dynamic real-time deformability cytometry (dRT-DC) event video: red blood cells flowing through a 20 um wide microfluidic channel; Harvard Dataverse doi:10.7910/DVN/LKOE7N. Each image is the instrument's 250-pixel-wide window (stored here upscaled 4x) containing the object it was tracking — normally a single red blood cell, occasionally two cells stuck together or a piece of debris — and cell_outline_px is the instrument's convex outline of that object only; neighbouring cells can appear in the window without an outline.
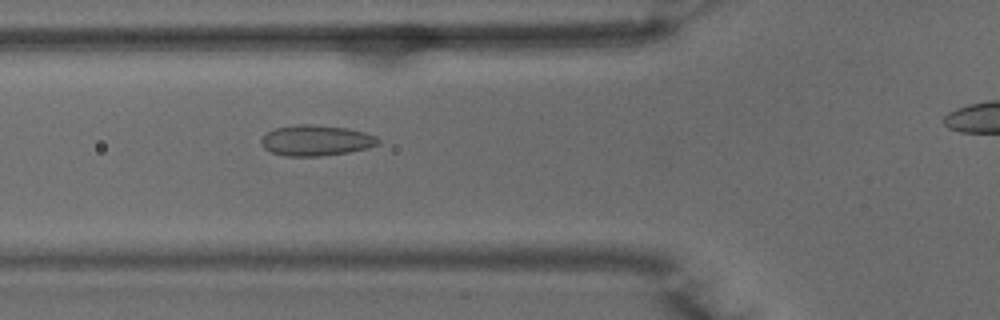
{"species": "common noctule bat (a hibernating species)", "species_latin": "Nyctalus noctula", "temperature_condition": "warm", "stored_images_in_passage": 43, "camera_frame_rate_fps": 3000, "um_per_image_px": 0.085, "animal": {"sex": "male", "body_mass_g": 15.6}, "frame": {"image": 1, "passage_image": 17, "time_ms": 5.333, "image_size_px": [1000, 320], "cell_outline_px": [[380, 144], [368, 148], [348, 152], [320, 156], [284, 156], [272, 152], [264, 148], [260, 144], [260, 140], [268, 132], [276, 128], [296, 124], [312, 124], [348, 128], [364, 132], [376, 136], [380, 140]], "centroid_in_image_um": [26.87, 11.93], "position_along_channel_um": 98.9, "area_um2": 20.98}}
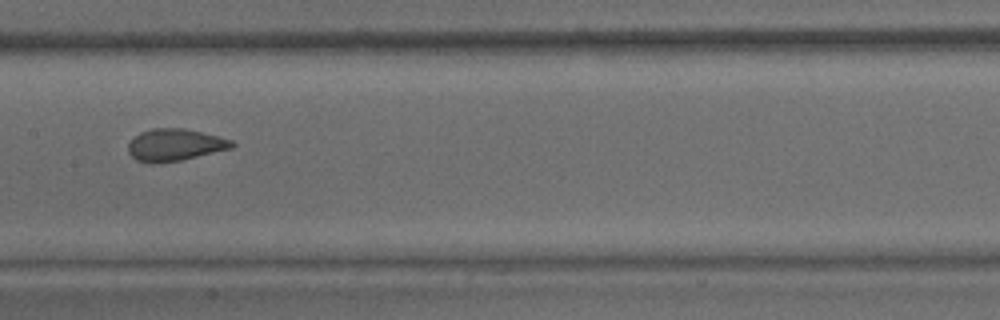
{"frame": {"image": 2, "passage_image": 24, "time_ms": 7.667, "image_size_px": [1000, 320], "cell_outline_px": [[236, 144], [232, 148], [180, 160], [152, 164], [136, 160], [128, 152], [128, 144], [140, 132], [152, 128], [184, 128], [232, 140]], "centroid_in_image_um": [14.84, 12.32], "position_along_channel_um": 192.6, "area_um2": 19.19}}
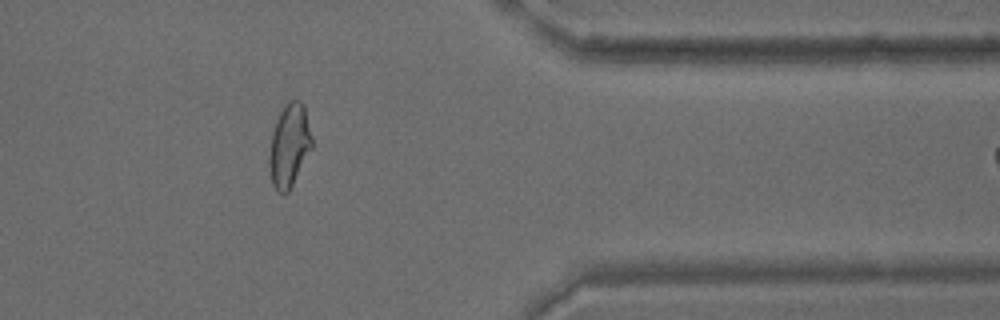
{"frame": {"image": 3, "passage_image": 40, "time_ms": 13.0, "image_size_px": [1000, 320], "cell_outline_px": [[312, 148], [288, 192], [280, 192], [272, 184], [268, 164], [268, 156], [272, 132], [276, 120], [284, 104], [288, 100], [300, 100], [304, 104], [312, 136]], "centroid_in_image_um": [24.58, 12.32], "position_along_channel_um": 386.8, "area_um2": 20.69}, "authors_computed_cell_mechanics": {"area_um2": 20.6924, "velocity_mm_per_s": 3.9847, "shape_relaxation_time_tau1_ms": 8.9146, "shape_relaxation_time_tau2_ms": 0.9371, "deformation_change_tau1": 0.2211, "deformation_change_tau2": 0.0706}}